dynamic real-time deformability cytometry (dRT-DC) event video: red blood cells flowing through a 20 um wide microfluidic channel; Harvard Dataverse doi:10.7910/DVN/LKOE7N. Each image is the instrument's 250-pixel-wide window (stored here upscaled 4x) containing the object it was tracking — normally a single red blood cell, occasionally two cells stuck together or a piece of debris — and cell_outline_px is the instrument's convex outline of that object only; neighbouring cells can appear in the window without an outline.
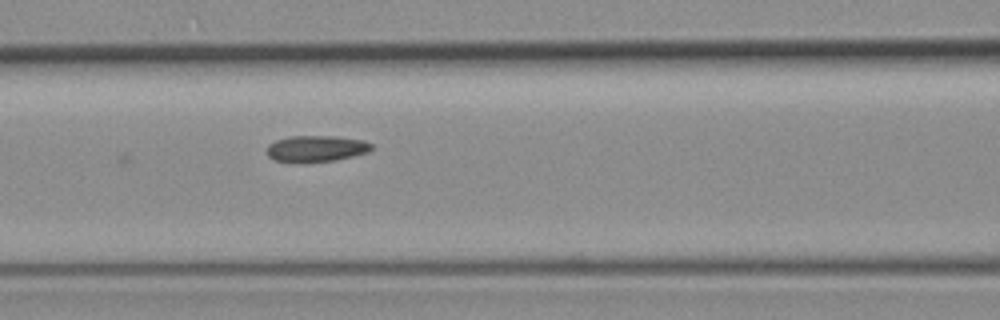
{"species": "common noctule bat (a hibernating species)", "species_latin": "Nyctalus noctula", "temperature_condition": "room temperature", "stored_images_in_passage": 8, "camera_frame_rate_fps": 3000, "um_per_image_px": 0.085, "animal": {"sex": "female", "body_mass_g": 19.3, "forearm_length_mm": 54.1}, "frame": {"image": 1, "passage_image": 8, "time_ms": 8.333, "image_size_px": [1000, 320], "cell_outline_px": [[372, 148], [368, 152], [336, 160], [296, 164], [276, 160], [268, 156], [268, 144], [276, 140], [288, 136], [336, 136], [364, 140], [372, 144]], "centroid_in_image_um": [26.86, 12.64], "position_along_channel_um": 139.7, "area_um2": 16.3}}